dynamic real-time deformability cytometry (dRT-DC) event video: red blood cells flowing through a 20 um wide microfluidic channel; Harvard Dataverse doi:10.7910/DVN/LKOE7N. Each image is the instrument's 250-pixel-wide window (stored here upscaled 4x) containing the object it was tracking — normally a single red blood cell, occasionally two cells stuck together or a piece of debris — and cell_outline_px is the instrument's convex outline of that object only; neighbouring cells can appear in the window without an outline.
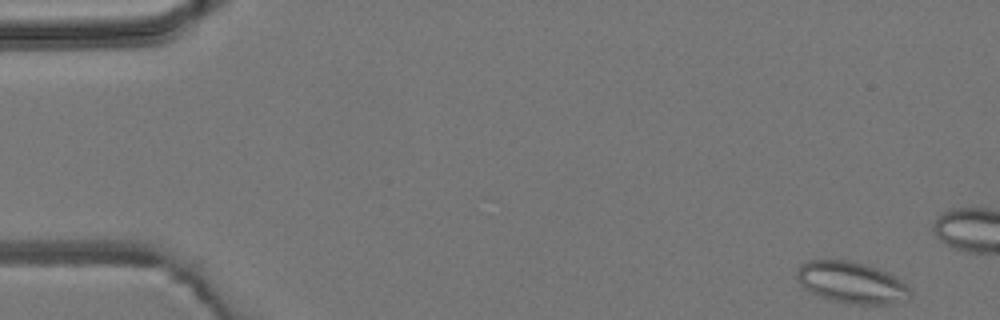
{"species": "common noctule bat (a hibernating species)", "species_latin": "Nyctalus noctula", "temperature_condition": "room temperature", "stored_images_in_passage": 4, "camera_frame_rate_fps": 3000, "um_per_image_px": 0.085, "animal": {"sex": "male", "body_mass_g": 19.2, "forearm_length_mm": 51.8}, "frame": {"image": 1, "passage_image": 1, "time_ms": 0.0, "image_size_px": [1000, 320], "cell_outline_px": [[912, 292], [904, 300], [892, 304], [848, 304], [832, 300], [820, 296], [804, 288], [800, 284], [796, 276], [796, 272], [800, 264], [808, 260], [848, 260], [864, 264], [888, 272], [896, 276], [912, 288]], "centroid_in_image_um": [72.39, 24.01], "position_along_channel_um": 12.6, "area_um2": 27.57}}